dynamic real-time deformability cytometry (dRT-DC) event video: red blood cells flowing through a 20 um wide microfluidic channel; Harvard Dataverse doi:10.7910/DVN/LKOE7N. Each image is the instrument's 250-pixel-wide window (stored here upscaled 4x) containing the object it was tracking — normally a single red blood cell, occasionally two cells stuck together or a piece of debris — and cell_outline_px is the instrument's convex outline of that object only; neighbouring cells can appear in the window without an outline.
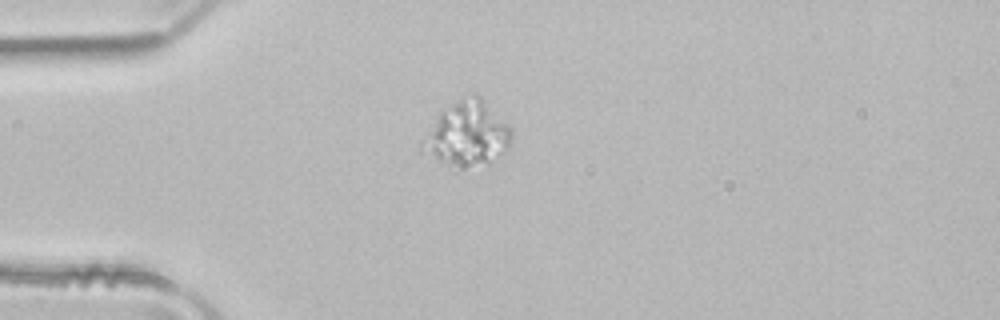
{"species": "common noctule bat (a hibernating species)", "species_latin": "Nyctalus noctula", "temperature_condition": "room temperature", "stored_images_in_passage": 4, "camera_frame_rate_fps": 3000, "um_per_image_px": 0.085, "animal": {"sex": "male", "body_mass_g": 21.5, "forearm_length_mm": 52.0}, "frame": {"image": 1, "passage_image": 3, "time_ms": 0.667, "image_size_px": [1000, 320], "cell_outline_px": [[512, 140], [508, 148], [488, 160], [460, 172], [452, 172], [420, 152], [420, 140], [440, 112], [456, 100], [472, 92], [476, 92], [512, 128]], "centroid_in_image_um": [39.62, 11.44], "position_along_channel_um": 45.4, "area_um2": 34.56}}
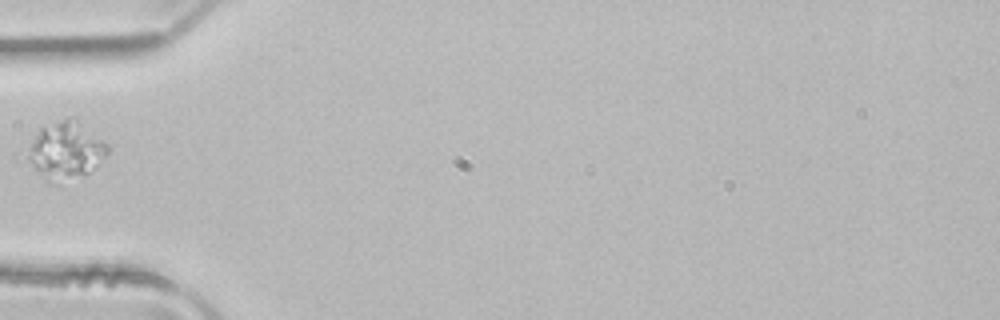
{"frame": {"image": 2, "passage_image": 4, "time_ms": 1.0, "image_size_px": [1000, 320], "cell_outline_px": [[108, 152], [88, 172], [48, 180], [24, 160], [24, 156], [40, 128], [68, 116], [76, 116], [108, 144]], "centroid_in_image_um": [5.56, 12.66], "position_along_channel_um": 79.4, "area_um2": 25.89}}